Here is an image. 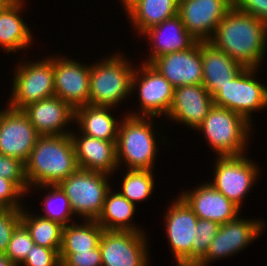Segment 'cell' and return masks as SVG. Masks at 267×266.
Returning <instances> with one entry per match:
<instances>
[{"mask_svg": "<svg viewBox=\"0 0 267 266\" xmlns=\"http://www.w3.org/2000/svg\"><path fill=\"white\" fill-rule=\"evenodd\" d=\"M267 24L232 6L209 42L244 67L257 68L265 56Z\"/></svg>", "mask_w": 267, "mask_h": 266, "instance_id": "cell-1", "label": "cell"}, {"mask_svg": "<svg viewBox=\"0 0 267 266\" xmlns=\"http://www.w3.org/2000/svg\"><path fill=\"white\" fill-rule=\"evenodd\" d=\"M79 169L69 135L39 136L25 163L28 185H58Z\"/></svg>", "mask_w": 267, "mask_h": 266, "instance_id": "cell-2", "label": "cell"}, {"mask_svg": "<svg viewBox=\"0 0 267 266\" xmlns=\"http://www.w3.org/2000/svg\"><path fill=\"white\" fill-rule=\"evenodd\" d=\"M250 126L236 112L213 105L197 129L204 131L205 138L218 156H238L244 152Z\"/></svg>", "mask_w": 267, "mask_h": 266, "instance_id": "cell-3", "label": "cell"}, {"mask_svg": "<svg viewBox=\"0 0 267 266\" xmlns=\"http://www.w3.org/2000/svg\"><path fill=\"white\" fill-rule=\"evenodd\" d=\"M145 118L139 114L128 115L119 126L117 163L123 157L129 169L151 170L154 165L156 140L151 129L152 123Z\"/></svg>", "mask_w": 267, "mask_h": 266, "instance_id": "cell-4", "label": "cell"}, {"mask_svg": "<svg viewBox=\"0 0 267 266\" xmlns=\"http://www.w3.org/2000/svg\"><path fill=\"white\" fill-rule=\"evenodd\" d=\"M119 56L90 66L89 105L111 108L132 91L134 69Z\"/></svg>", "mask_w": 267, "mask_h": 266, "instance_id": "cell-5", "label": "cell"}, {"mask_svg": "<svg viewBox=\"0 0 267 266\" xmlns=\"http://www.w3.org/2000/svg\"><path fill=\"white\" fill-rule=\"evenodd\" d=\"M106 176L105 173L78 169L58 184L68 197L73 213L81 214L86 220H97L109 190Z\"/></svg>", "mask_w": 267, "mask_h": 266, "instance_id": "cell-6", "label": "cell"}, {"mask_svg": "<svg viewBox=\"0 0 267 266\" xmlns=\"http://www.w3.org/2000/svg\"><path fill=\"white\" fill-rule=\"evenodd\" d=\"M256 68L245 67L213 96L215 106L227 108L250 122L252 111L267 106V87L254 80Z\"/></svg>", "mask_w": 267, "mask_h": 266, "instance_id": "cell-7", "label": "cell"}, {"mask_svg": "<svg viewBox=\"0 0 267 266\" xmlns=\"http://www.w3.org/2000/svg\"><path fill=\"white\" fill-rule=\"evenodd\" d=\"M13 81L9 107L23 110L31 103L55 95L53 58L21 65Z\"/></svg>", "mask_w": 267, "mask_h": 266, "instance_id": "cell-8", "label": "cell"}, {"mask_svg": "<svg viewBox=\"0 0 267 266\" xmlns=\"http://www.w3.org/2000/svg\"><path fill=\"white\" fill-rule=\"evenodd\" d=\"M217 158L214 182L210 184L240 208L244 195L256 180L257 167L243 154Z\"/></svg>", "mask_w": 267, "mask_h": 266, "instance_id": "cell-9", "label": "cell"}, {"mask_svg": "<svg viewBox=\"0 0 267 266\" xmlns=\"http://www.w3.org/2000/svg\"><path fill=\"white\" fill-rule=\"evenodd\" d=\"M134 231H103L99 242L102 266H147L145 235Z\"/></svg>", "mask_w": 267, "mask_h": 266, "instance_id": "cell-10", "label": "cell"}, {"mask_svg": "<svg viewBox=\"0 0 267 266\" xmlns=\"http://www.w3.org/2000/svg\"><path fill=\"white\" fill-rule=\"evenodd\" d=\"M232 6L233 0H179L178 14L186 30L197 41L205 42Z\"/></svg>", "mask_w": 267, "mask_h": 266, "instance_id": "cell-11", "label": "cell"}, {"mask_svg": "<svg viewBox=\"0 0 267 266\" xmlns=\"http://www.w3.org/2000/svg\"><path fill=\"white\" fill-rule=\"evenodd\" d=\"M39 137L22 110L0 111V154L26 163Z\"/></svg>", "mask_w": 267, "mask_h": 266, "instance_id": "cell-12", "label": "cell"}, {"mask_svg": "<svg viewBox=\"0 0 267 266\" xmlns=\"http://www.w3.org/2000/svg\"><path fill=\"white\" fill-rule=\"evenodd\" d=\"M55 96L66 101L73 109L89 104L90 66L73 60L54 59Z\"/></svg>", "mask_w": 267, "mask_h": 266, "instance_id": "cell-13", "label": "cell"}, {"mask_svg": "<svg viewBox=\"0 0 267 266\" xmlns=\"http://www.w3.org/2000/svg\"><path fill=\"white\" fill-rule=\"evenodd\" d=\"M176 88L184 85H198L203 82L201 42L191 48L168 53L150 63Z\"/></svg>", "mask_w": 267, "mask_h": 266, "instance_id": "cell-14", "label": "cell"}, {"mask_svg": "<svg viewBox=\"0 0 267 266\" xmlns=\"http://www.w3.org/2000/svg\"><path fill=\"white\" fill-rule=\"evenodd\" d=\"M141 68L140 71L134 69L131 79V90L135 89L139 82V97L143 110L141 115L155 117L164 112L168 114L173 101L174 87L150 63H144ZM141 71L144 75L139 79L138 73Z\"/></svg>", "mask_w": 267, "mask_h": 266, "instance_id": "cell-15", "label": "cell"}, {"mask_svg": "<svg viewBox=\"0 0 267 266\" xmlns=\"http://www.w3.org/2000/svg\"><path fill=\"white\" fill-rule=\"evenodd\" d=\"M166 217L167 235L176 262L192 261V241L196 236L198 216L180 197L169 207Z\"/></svg>", "mask_w": 267, "mask_h": 266, "instance_id": "cell-16", "label": "cell"}, {"mask_svg": "<svg viewBox=\"0 0 267 266\" xmlns=\"http://www.w3.org/2000/svg\"><path fill=\"white\" fill-rule=\"evenodd\" d=\"M236 217L235 219L222 224L213 241L210 243L207 253L199 261L206 266L212 259L233 255L238 250H243L247 244L260 235L263 230V223L247 221Z\"/></svg>", "mask_w": 267, "mask_h": 266, "instance_id": "cell-17", "label": "cell"}, {"mask_svg": "<svg viewBox=\"0 0 267 266\" xmlns=\"http://www.w3.org/2000/svg\"><path fill=\"white\" fill-rule=\"evenodd\" d=\"M39 136L69 135L63 129L74 120V109L57 96L31 103L22 110ZM63 129V131H62Z\"/></svg>", "mask_w": 267, "mask_h": 266, "instance_id": "cell-18", "label": "cell"}, {"mask_svg": "<svg viewBox=\"0 0 267 266\" xmlns=\"http://www.w3.org/2000/svg\"><path fill=\"white\" fill-rule=\"evenodd\" d=\"M213 105V97L203 84L179 86L174 88L173 101L166 116L196 129Z\"/></svg>", "mask_w": 267, "mask_h": 266, "instance_id": "cell-19", "label": "cell"}, {"mask_svg": "<svg viewBox=\"0 0 267 266\" xmlns=\"http://www.w3.org/2000/svg\"><path fill=\"white\" fill-rule=\"evenodd\" d=\"M181 197L199 219L212 220L220 225L235 219L240 210L237 205L208 183L201 185L194 192L183 193Z\"/></svg>", "mask_w": 267, "mask_h": 266, "instance_id": "cell-20", "label": "cell"}, {"mask_svg": "<svg viewBox=\"0 0 267 266\" xmlns=\"http://www.w3.org/2000/svg\"><path fill=\"white\" fill-rule=\"evenodd\" d=\"M70 136L74 144L79 169L110 174L119 166L117 163V141L101 140L86 134H83L81 138L73 133H70Z\"/></svg>", "mask_w": 267, "mask_h": 266, "instance_id": "cell-21", "label": "cell"}, {"mask_svg": "<svg viewBox=\"0 0 267 266\" xmlns=\"http://www.w3.org/2000/svg\"><path fill=\"white\" fill-rule=\"evenodd\" d=\"M203 82L213 97L237 76L245 67L227 53L214 47L209 41L201 42Z\"/></svg>", "mask_w": 267, "mask_h": 266, "instance_id": "cell-22", "label": "cell"}, {"mask_svg": "<svg viewBox=\"0 0 267 266\" xmlns=\"http://www.w3.org/2000/svg\"><path fill=\"white\" fill-rule=\"evenodd\" d=\"M142 34L153 40L154 45L152 54L146 63H151L155 58L168 53L187 50L197 42L186 30L178 13L162 23L150 27Z\"/></svg>", "mask_w": 267, "mask_h": 266, "instance_id": "cell-23", "label": "cell"}, {"mask_svg": "<svg viewBox=\"0 0 267 266\" xmlns=\"http://www.w3.org/2000/svg\"><path fill=\"white\" fill-rule=\"evenodd\" d=\"M22 2L10 0L0 10V45L8 52L23 49L31 42L32 35L19 15Z\"/></svg>", "mask_w": 267, "mask_h": 266, "instance_id": "cell-24", "label": "cell"}, {"mask_svg": "<svg viewBox=\"0 0 267 266\" xmlns=\"http://www.w3.org/2000/svg\"><path fill=\"white\" fill-rule=\"evenodd\" d=\"M109 107L84 105L74 109V119L79 122L83 134L106 141H117L119 126Z\"/></svg>", "mask_w": 267, "mask_h": 266, "instance_id": "cell-25", "label": "cell"}, {"mask_svg": "<svg viewBox=\"0 0 267 266\" xmlns=\"http://www.w3.org/2000/svg\"><path fill=\"white\" fill-rule=\"evenodd\" d=\"M178 7L179 0H138L127 12L139 33H143L176 15Z\"/></svg>", "mask_w": 267, "mask_h": 266, "instance_id": "cell-26", "label": "cell"}, {"mask_svg": "<svg viewBox=\"0 0 267 266\" xmlns=\"http://www.w3.org/2000/svg\"><path fill=\"white\" fill-rule=\"evenodd\" d=\"M109 189L103 210L97 218V223L106 231H134L141 232V230L129 224V220L135 212V205L125 198L120 192L110 195Z\"/></svg>", "mask_w": 267, "mask_h": 266, "instance_id": "cell-27", "label": "cell"}, {"mask_svg": "<svg viewBox=\"0 0 267 266\" xmlns=\"http://www.w3.org/2000/svg\"><path fill=\"white\" fill-rule=\"evenodd\" d=\"M88 222V223H87ZM85 225H67L62 230V245L59 253L90 251L99 246L104 229L96 220H87Z\"/></svg>", "mask_w": 267, "mask_h": 266, "instance_id": "cell-28", "label": "cell"}, {"mask_svg": "<svg viewBox=\"0 0 267 266\" xmlns=\"http://www.w3.org/2000/svg\"><path fill=\"white\" fill-rule=\"evenodd\" d=\"M21 223L26 227L36 245L53 250L61 249L63 226L60 223L39 215L34 218L32 215L25 214L22 209Z\"/></svg>", "mask_w": 267, "mask_h": 266, "instance_id": "cell-29", "label": "cell"}, {"mask_svg": "<svg viewBox=\"0 0 267 266\" xmlns=\"http://www.w3.org/2000/svg\"><path fill=\"white\" fill-rule=\"evenodd\" d=\"M152 170L128 169L123 178L122 192L125 198L135 205L151 195L154 186Z\"/></svg>", "mask_w": 267, "mask_h": 266, "instance_id": "cell-30", "label": "cell"}, {"mask_svg": "<svg viewBox=\"0 0 267 266\" xmlns=\"http://www.w3.org/2000/svg\"><path fill=\"white\" fill-rule=\"evenodd\" d=\"M50 187H52L53 191L44 198L46 200L44 201V208H42L47 213L40 217L56 221L62 226H67L68 220L71 219L69 216L73 214L70 201L58 185H50Z\"/></svg>", "mask_w": 267, "mask_h": 266, "instance_id": "cell-31", "label": "cell"}, {"mask_svg": "<svg viewBox=\"0 0 267 266\" xmlns=\"http://www.w3.org/2000/svg\"><path fill=\"white\" fill-rule=\"evenodd\" d=\"M220 226L219 223L212 220H198L196 236L192 241V261L199 262L205 256Z\"/></svg>", "mask_w": 267, "mask_h": 266, "instance_id": "cell-32", "label": "cell"}, {"mask_svg": "<svg viewBox=\"0 0 267 266\" xmlns=\"http://www.w3.org/2000/svg\"><path fill=\"white\" fill-rule=\"evenodd\" d=\"M34 244L28 230L20 222L14 229L4 254L18 266L26 259Z\"/></svg>", "mask_w": 267, "mask_h": 266, "instance_id": "cell-33", "label": "cell"}, {"mask_svg": "<svg viewBox=\"0 0 267 266\" xmlns=\"http://www.w3.org/2000/svg\"><path fill=\"white\" fill-rule=\"evenodd\" d=\"M0 176L13 181L24 193L28 192L25 163L18 158L0 154Z\"/></svg>", "mask_w": 267, "mask_h": 266, "instance_id": "cell-34", "label": "cell"}, {"mask_svg": "<svg viewBox=\"0 0 267 266\" xmlns=\"http://www.w3.org/2000/svg\"><path fill=\"white\" fill-rule=\"evenodd\" d=\"M21 222V209H0V254H4L14 229Z\"/></svg>", "mask_w": 267, "mask_h": 266, "instance_id": "cell-35", "label": "cell"}, {"mask_svg": "<svg viewBox=\"0 0 267 266\" xmlns=\"http://www.w3.org/2000/svg\"><path fill=\"white\" fill-rule=\"evenodd\" d=\"M59 252L34 244L22 263L25 266H61Z\"/></svg>", "mask_w": 267, "mask_h": 266, "instance_id": "cell-36", "label": "cell"}, {"mask_svg": "<svg viewBox=\"0 0 267 266\" xmlns=\"http://www.w3.org/2000/svg\"><path fill=\"white\" fill-rule=\"evenodd\" d=\"M61 266H102L99 246L90 251L59 253Z\"/></svg>", "mask_w": 267, "mask_h": 266, "instance_id": "cell-37", "label": "cell"}, {"mask_svg": "<svg viewBox=\"0 0 267 266\" xmlns=\"http://www.w3.org/2000/svg\"><path fill=\"white\" fill-rule=\"evenodd\" d=\"M22 194L25 193L13 181L0 176V209H22L17 200Z\"/></svg>", "mask_w": 267, "mask_h": 266, "instance_id": "cell-38", "label": "cell"}, {"mask_svg": "<svg viewBox=\"0 0 267 266\" xmlns=\"http://www.w3.org/2000/svg\"><path fill=\"white\" fill-rule=\"evenodd\" d=\"M233 6L267 24V0H233Z\"/></svg>", "mask_w": 267, "mask_h": 266, "instance_id": "cell-39", "label": "cell"}, {"mask_svg": "<svg viewBox=\"0 0 267 266\" xmlns=\"http://www.w3.org/2000/svg\"><path fill=\"white\" fill-rule=\"evenodd\" d=\"M0 266H17L5 254H0Z\"/></svg>", "mask_w": 267, "mask_h": 266, "instance_id": "cell-40", "label": "cell"}, {"mask_svg": "<svg viewBox=\"0 0 267 266\" xmlns=\"http://www.w3.org/2000/svg\"><path fill=\"white\" fill-rule=\"evenodd\" d=\"M178 266H205L204 264L196 261H177Z\"/></svg>", "mask_w": 267, "mask_h": 266, "instance_id": "cell-41", "label": "cell"}, {"mask_svg": "<svg viewBox=\"0 0 267 266\" xmlns=\"http://www.w3.org/2000/svg\"><path fill=\"white\" fill-rule=\"evenodd\" d=\"M138 0H122L123 7L125 6V11H127L135 2H137Z\"/></svg>", "mask_w": 267, "mask_h": 266, "instance_id": "cell-42", "label": "cell"}, {"mask_svg": "<svg viewBox=\"0 0 267 266\" xmlns=\"http://www.w3.org/2000/svg\"><path fill=\"white\" fill-rule=\"evenodd\" d=\"M10 0H0V10L9 2Z\"/></svg>", "mask_w": 267, "mask_h": 266, "instance_id": "cell-43", "label": "cell"}]
</instances>
